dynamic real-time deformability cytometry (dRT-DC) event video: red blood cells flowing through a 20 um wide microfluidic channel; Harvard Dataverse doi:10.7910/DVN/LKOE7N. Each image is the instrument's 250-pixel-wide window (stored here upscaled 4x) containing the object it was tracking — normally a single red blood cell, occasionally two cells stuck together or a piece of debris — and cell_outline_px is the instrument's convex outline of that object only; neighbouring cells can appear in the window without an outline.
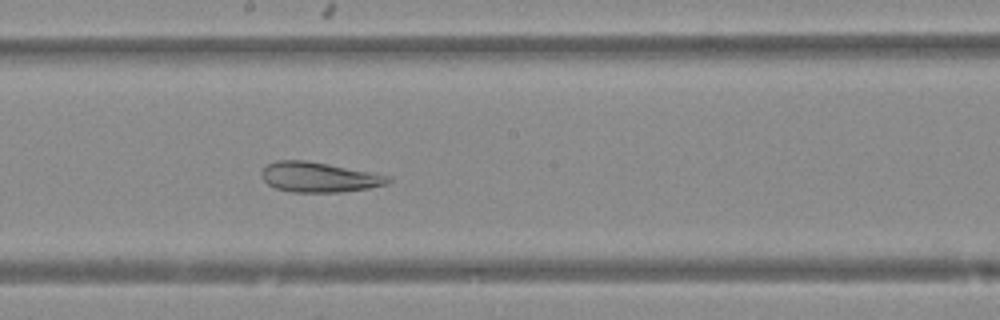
{"species": "Egyptian fruit bat (a non-hibernating species)", "species_latin": "Rousettus aegyptiacus", "temperature_condition": "warm", "stored_images_in_passage": 50, "camera_frame_rate_fps": 3000, "um_per_image_px": 0.085, "animal": {"sex": "female"}, "frame": {"image": 1, "passage_image": 28, "time_ms": 9.0, "image_size_px": [1000, 320], "cell_outline_px": [[392, 180], [388, 184], [368, 188], [340, 192], [292, 192], [276, 188], [268, 184], [264, 180], [260, 172], [268, 164], [276, 160], [304, 160], [328, 164], [392, 176]], "centroid_in_image_um": [27.13, 15.06], "position_along_channel_um": 221.1, "area_um2": 22.08}}
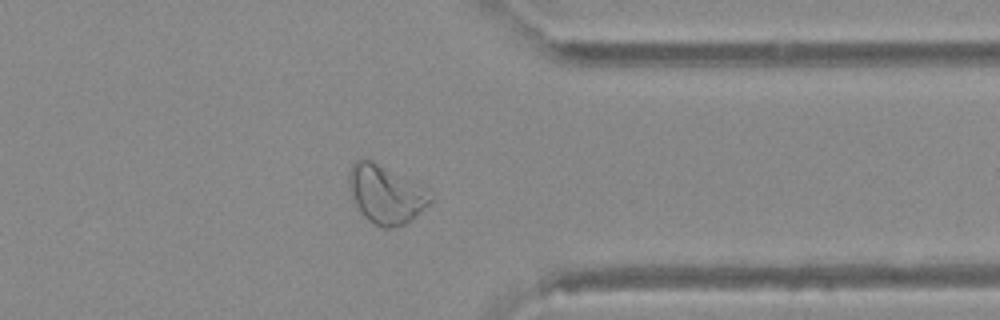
{"frame": {"image": 2, "passage_image": 40, "time_ms": 13.0, "image_size_px": [1000, 320], "cell_outline_px": [[432, 200], [420, 212], [404, 224], [388, 228], [384, 228], [368, 220], [360, 212], [348, 188], [348, 176], [352, 164], [356, 160], [372, 160], [432, 196]], "centroid_in_image_um": [32.69, 16.55], "position_along_channel_um": 378.7, "area_um2": 26.24}}
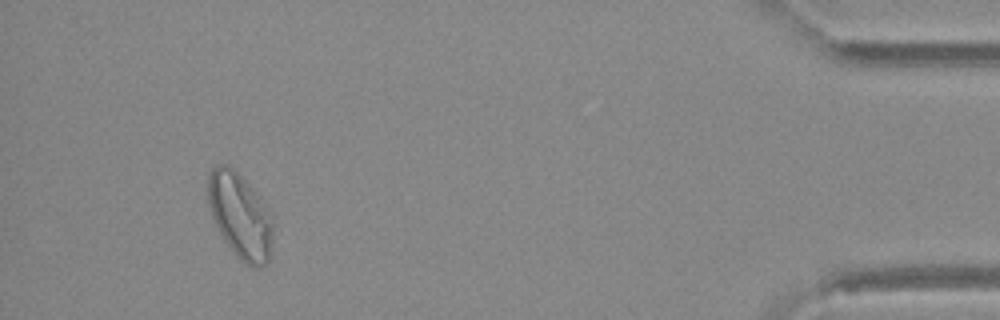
{"frame": {"image": 3, "passage_image": 47, "time_ms": 15.333, "image_size_px": [1000, 320], "cell_outline_px": [[272, 244], [268, 260], [260, 268], [252, 268], [244, 264], [240, 260], [228, 244], [220, 232], [212, 216], [208, 204], [208, 172], [216, 164], [228, 164], [260, 196], [272, 216]], "centroid_in_image_um": [20.41, 18.34], "position_along_channel_um": 414.8, "area_um2": 32.19}}